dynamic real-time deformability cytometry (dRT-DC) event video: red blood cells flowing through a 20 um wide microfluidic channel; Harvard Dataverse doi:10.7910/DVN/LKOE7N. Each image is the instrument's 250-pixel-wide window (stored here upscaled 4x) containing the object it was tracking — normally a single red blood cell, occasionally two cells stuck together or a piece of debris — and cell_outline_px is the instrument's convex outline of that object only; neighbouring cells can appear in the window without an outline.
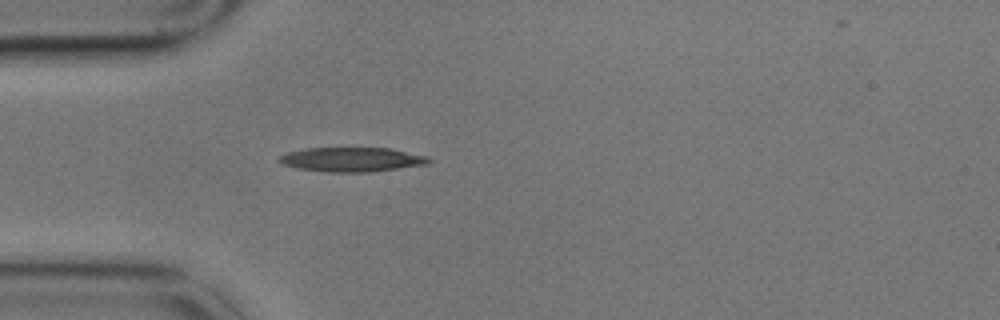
{"species": "common noctule bat (a hibernating species)", "species_latin": "Nyctalus noctula", "temperature_condition": "cold", "stored_images_in_passage": 1, "camera_frame_rate_fps": 3000, "um_per_image_px": 0.085, "animal": {"sex": "male", "body_mass_g": 17.9}, "frame": {"image": 1, "passage_image": 1, "time_ms": 0.0, "image_size_px": [1000, 320], "cell_outline_px": [[432, 160], [428, 164], [372, 172], [324, 172], [300, 168], [280, 164], [276, 160], [280, 156], [288, 152], [308, 148], [388, 148], [428, 156]], "centroid_in_image_um": [29.91, 13.56], "position_along_channel_um": 55.1, "area_um2": 21.27}}